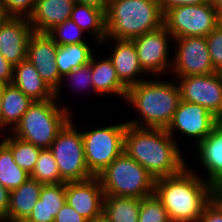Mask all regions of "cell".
I'll return each instance as SVG.
<instances>
[{
	"label": "cell",
	"mask_w": 222,
	"mask_h": 222,
	"mask_svg": "<svg viewBox=\"0 0 222 222\" xmlns=\"http://www.w3.org/2000/svg\"><path fill=\"white\" fill-rule=\"evenodd\" d=\"M124 151L155 179L176 175L186 167L178 144L164 128L127 124Z\"/></svg>",
	"instance_id": "cell-1"
},
{
	"label": "cell",
	"mask_w": 222,
	"mask_h": 222,
	"mask_svg": "<svg viewBox=\"0 0 222 222\" xmlns=\"http://www.w3.org/2000/svg\"><path fill=\"white\" fill-rule=\"evenodd\" d=\"M203 179L188 167L176 175L155 179L154 193L171 222H198L214 197V188Z\"/></svg>",
	"instance_id": "cell-2"
},
{
	"label": "cell",
	"mask_w": 222,
	"mask_h": 222,
	"mask_svg": "<svg viewBox=\"0 0 222 222\" xmlns=\"http://www.w3.org/2000/svg\"><path fill=\"white\" fill-rule=\"evenodd\" d=\"M169 81L144 80L127 89L125 102L133 105L140 116L126 122L140 128H164L170 125L181 100L178 84Z\"/></svg>",
	"instance_id": "cell-3"
},
{
	"label": "cell",
	"mask_w": 222,
	"mask_h": 222,
	"mask_svg": "<svg viewBox=\"0 0 222 222\" xmlns=\"http://www.w3.org/2000/svg\"><path fill=\"white\" fill-rule=\"evenodd\" d=\"M106 39L132 40L164 25L157 0H109Z\"/></svg>",
	"instance_id": "cell-4"
},
{
	"label": "cell",
	"mask_w": 222,
	"mask_h": 222,
	"mask_svg": "<svg viewBox=\"0 0 222 222\" xmlns=\"http://www.w3.org/2000/svg\"><path fill=\"white\" fill-rule=\"evenodd\" d=\"M56 102L57 98L33 101L12 130L13 135L41 149H49L58 133L71 120V111Z\"/></svg>",
	"instance_id": "cell-5"
},
{
	"label": "cell",
	"mask_w": 222,
	"mask_h": 222,
	"mask_svg": "<svg viewBox=\"0 0 222 222\" xmlns=\"http://www.w3.org/2000/svg\"><path fill=\"white\" fill-rule=\"evenodd\" d=\"M97 177L104 195L142 199L154 193L155 178L125 151Z\"/></svg>",
	"instance_id": "cell-6"
},
{
	"label": "cell",
	"mask_w": 222,
	"mask_h": 222,
	"mask_svg": "<svg viewBox=\"0 0 222 222\" xmlns=\"http://www.w3.org/2000/svg\"><path fill=\"white\" fill-rule=\"evenodd\" d=\"M49 149L64 182L83 181L93 177L85 161L82 133L71 120L58 133Z\"/></svg>",
	"instance_id": "cell-7"
},
{
	"label": "cell",
	"mask_w": 222,
	"mask_h": 222,
	"mask_svg": "<svg viewBox=\"0 0 222 222\" xmlns=\"http://www.w3.org/2000/svg\"><path fill=\"white\" fill-rule=\"evenodd\" d=\"M127 123L81 131L88 170L97 176L124 151Z\"/></svg>",
	"instance_id": "cell-8"
},
{
	"label": "cell",
	"mask_w": 222,
	"mask_h": 222,
	"mask_svg": "<svg viewBox=\"0 0 222 222\" xmlns=\"http://www.w3.org/2000/svg\"><path fill=\"white\" fill-rule=\"evenodd\" d=\"M164 25L173 38L206 37L218 26V12L209 2L176 6L164 14Z\"/></svg>",
	"instance_id": "cell-9"
},
{
	"label": "cell",
	"mask_w": 222,
	"mask_h": 222,
	"mask_svg": "<svg viewBox=\"0 0 222 222\" xmlns=\"http://www.w3.org/2000/svg\"><path fill=\"white\" fill-rule=\"evenodd\" d=\"M180 97L184 102L205 107L218 119L222 116V73L178 77Z\"/></svg>",
	"instance_id": "cell-10"
},
{
	"label": "cell",
	"mask_w": 222,
	"mask_h": 222,
	"mask_svg": "<svg viewBox=\"0 0 222 222\" xmlns=\"http://www.w3.org/2000/svg\"><path fill=\"white\" fill-rule=\"evenodd\" d=\"M177 43V50L172 62L171 71L176 77L191 75L213 74L210 53L208 51L206 37H180L174 38Z\"/></svg>",
	"instance_id": "cell-11"
},
{
	"label": "cell",
	"mask_w": 222,
	"mask_h": 222,
	"mask_svg": "<svg viewBox=\"0 0 222 222\" xmlns=\"http://www.w3.org/2000/svg\"><path fill=\"white\" fill-rule=\"evenodd\" d=\"M169 39L174 38L165 25L132 39L140 66L146 75L152 73L161 76L166 70L171 69Z\"/></svg>",
	"instance_id": "cell-12"
},
{
	"label": "cell",
	"mask_w": 222,
	"mask_h": 222,
	"mask_svg": "<svg viewBox=\"0 0 222 222\" xmlns=\"http://www.w3.org/2000/svg\"><path fill=\"white\" fill-rule=\"evenodd\" d=\"M58 45L47 33L33 32L27 48V58L38 70L43 81L59 96L62 79L56 66ZM61 84V85H60Z\"/></svg>",
	"instance_id": "cell-13"
},
{
	"label": "cell",
	"mask_w": 222,
	"mask_h": 222,
	"mask_svg": "<svg viewBox=\"0 0 222 222\" xmlns=\"http://www.w3.org/2000/svg\"><path fill=\"white\" fill-rule=\"evenodd\" d=\"M218 121L219 119L205 107L180 100L174 117L166 131L173 138V133H175L173 131L177 129L186 137L196 138L195 143L198 144L211 133Z\"/></svg>",
	"instance_id": "cell-14"
},
{
	"label": "cell",
	"mask_w": 222,
	"mask_h": 222,
	"mask_svg": "<svg viewBox=\"0 0 222 222\" xmlns=\"http://www.w3.org/2000/svg\"><path fill=\"white\" fill-rule=\"evenodd\" d=\"M66 202L89 222L102 218L104 191L100 180L65 182Z\"/></svg>",
	"instance_id": "cell-15"
},
{
	"label": "cell",
	"mask_w": 222,
	"mask_h": 222,
	"mask_svg": "<svg viewBox=\"0 0 222 222\" xmlns=\"http://www.w3.org/2000/svg\"><path fill=\"white\" fill-rule=\"evenodd\" d=\"M26 17L7 16L0 25V53L13 66L27 58V48L33 33Z\"/></svg>",
	"instance_id": "cell-16"
},
{
	"label": "cell",
	"mask_w": 222,
	"mask_h": 222,
	"mask_svg": "<svg viewBox=\"0 0 222 222\" xmlns=\"http://www.w3.org/2000/svg\"><path fill=\"white\" fill-rule=\"evenodd\" d=\"M75 0H36L28 20L36 33H48L55 26L71 18Z\"/></svg>",
	"instance_id": "cell-17"
},
{
	"label": "cell",
	"mask_w": 222,
	"mask_h": 222,
	"mask_svg": "<svg viewBox=\"0 0 222 222\" xmlns=\"http://www.w3.org/2000/svg\"><path fill=\"white\" fill-rule=\"evenodd\" d=\"M199 159L208 171L206 181L213 187L222 186V122L218 121L211 133L197 144Z\"/></svg>",
	"instance_id": "cell-18"
},
{
	"label": "cell",
	"mask_w": 222,
	"mask_h": 222,
	"mask_svg": "<svg viewBox=\"0 0 222 222\" xmlns=\"http://www.w3.org/2000/svg\"><path fill=\"white\" fill-rule=\"evenodd\" d=\"M115 42L114 50L109 59L114 65L120 81L128 88L144 81L136 76L146 74L140 66L136 47L132 40L112 39Z\"/></svg>",
	"instance_id": "cell-19"
},
{
	"label": "cell",
	"mask_w": 222,
	"mask_h": 222,
	"mask_svg": "<svg viewBox=\"0 0 222 222\" xmlns=\"http://www.w3.org/2000/svg\"><path fill=\"white\" fill-rule=\"evenodd\" d=\"M12 84L34 101L55 98V92L43 81L38 70L28 59L14 66Z\"/></svg>",
	"instance_id": "cell-20"
},
{
	"label": "cell",
	"mask_w": 222,
	"mask_h": 222,
	"mask_svg": "<svg viewBox=\"0 0 222 222\" xmlns=\"http://www.w3.org/2000/svg\"><path fill=\"white\" fill-rule=\"evenodd\" d=\"M65 202V182L43 184L39 200L34 205L28 219L33 222H54L56 214Z\"/></svg>",
	"instance_id": "cell-21"
},
{
	"label": "cell",
	"mask_w": 222,
	"mask_h": 222,
	"mask_svg": "<svg viewBox=\"0 0 222 222\" xmlns=\"http://www.w3.org/2000/svg\"><path fill=\"white\" fill-rule=\"evenodd\" d=\"M42 187V183L29 177L17 189L10 191L8 221L28 218L39 200Z\"/></svg>",
	"instance_id": "cell-22"
},
{
	"label": "cell",
	"mask_w": 222,
	"mask_h": 222,
	"mask_svg": "<svg viewBox=\"0 0 222 222\" xmlns=\"http://www.w3.org/2000/svg\"><path fill=\"white\" fill-rule=\"evenodd\" d=\"M89 63L92 70L94 91L97 94L114 93L125 100L128 88L118 78L110 59L107 57L101 61H96L94 56H92Z\"/></svg>",
	"instance_id": "cell-23"
},
{
	"label": "cell",
	"mask_w": 222,
	"mask_h": 222,
	"mask_svg": "<svg viewBox=\"0 0 222 222\" xmlns=\"http://www.w3.org/2000/svg\"><path fill=\"white\" fill-rule=\"evenodd\" d=\"M141 199L104 195L102 218L106 222H138Z\"/></svg>",
	"instance_id": "cell-24"
},
{
	"label": "cell",
	"mask_w": 222,
	"mask_h": 222,
	"mask_svg": "<svg viewBox=\"0 0 222 222\" xmlns=\"http://www.w3.org/2000/svg\"><path fill=\"white\" fill-rule=\"evenodd\" d=\"M33 101L13 84H6L2 97L3 128L10 127L12 131Z\"/></svg>",
	"instance_id": "cell-25"
},
{
	"label": "cell",
	"mask_w": 222,
	"mask_h": 222,
	"mask_svg": "<svg viewBox=\"0 0 222 222\" xmlns=\"http://www.w3.org/2000/svg\"><path fill=\"white\" fill-rule=\"evenodd\" d=\"M92 56L91 47L86 42L58 45L55 61L60 77L63 79L74 69L87 65Z\"/></svg>",
	"instance_id": "cell-26"
},
{
	"label": "cell",
	"mask_w": 222,
	"mask_h": 222,
	"mask_svg": "<svg viewBox=\"0 0 222 222\" xmlns=\"http://www.w3.org/2000/svg\"><path fill=\"white\" fill-rule=\"evenodd\" d=\"M71 19L83 30H92V34L98 44L106 39V17L102 10L75 3L71 12Z\"/></svg>",
	"instance_id": "cell-27"
},
{
	"label": "cell",
	"mask_w": 222,
	"mask_h": 222,
	"mask_svg": "<svg viewBox=\"0 0 222 222\" xmlns=\"http://www.w3.org/2000/svg\"><path fill=\"white\" fill-rule=\"evenodd\" d=\"M30 174L14 161L11 150L0 141V182L9 191L17 189Z\"/></svg>",
	"instance_id": "cell-28"
},
{
	"label": "cell",
	"mask_w": 222,
	"mask_h": 222,
	"mask_svg": "<svg viewBox=\"0 0 222 222\" xmlns=\"http://www.w3.org/2000/svg\"><path fill=\"white\" fill-rule=\"evenodd\" d=\"M2 142L11 150L16 164L31 174L42 149L13 135L3 139Z\"/></svg>",
	"instance_id": "cell-29"
},
{
	"label": "cell",
	"mask_w": 222,
	"mask_h": 222,
	"mask_svg": "<svg viewBox=\"0 0 222 222\" xmlns=\"http://www.w3.org/2000/svg\"><path fill=\"white\" fill-rule=\"evenodd\" d=\"M30 178L37 180L42 184L64 183L50 149H42L40 151L35 168L30 174Z\"/></svg>",
	"instance_id": "cell-30"
},
{
	"label": "cell",
	"mask_w": 222,
	"mask_h": 222,
	"mask_svg": "<svg viewBox=\"0 0 222 222\" xmlns=\"http://www.w3.org/2000/svg\"><path fill=\"white\" fill-rule=\"evenodd\" d=\"M138 222H171L167 210L155 193L141 199Z\"/></svg>",
	"instance_id": "cell-31"
},
{
	"label": "cell",
	"mask_w": 222,
	"mask_h": 222,
	"mask_svg": "<svg viewBox=\"0 0 222 222\" xmlns=\"http://www.w3.org/2000/svg\"><path fill=\"white\" fill-rule=\"evenodd\" d=\"M84 31L70 18L55 26L47 34L54 42L61 46L64 44H79L86 42L82 37Z\"/></svg>",
	"instance_id": "cell-32"
},
{
	"label": "cell",
	"mask_w": 222,
	"mask_h": 222,
	"mask_svg": "<svg viewBox=\"0 0 222 222\" xmlns=\"http://www.w3.org/2000/svg\"><path fill=\"white\" fill-rule=\"evenodd\" d=\"M36 0H0V8L7 16L26 17L33 13Z\"/></svg>",
	"instance_id": "cell-33"
},
{
	"label": "cell",
	"mask_w": 222,
	"mask_h": 222,
	"mask_svg": "<svg viewBox=\"0 0 222 222\" xmlns=\"http://www.w3.org/2000/svg\"><path fill=\"white\" fill-rule=\"evenodd\" d=\"M206 40L213 68L222 73V29L217 26L206 36Z\"/></svg>",
	"instance_id": "cell-34"
},
{
	"label": "cell",
	"mask_w": 222,
	"mask_h": 222,
	"mask_svg": "<svg viewBox=\"0 0 222 222\" xmlns=\"http://www.w3.org/2000/svg\"><path fill=\"white\" fill-rule=\"evenodd\" d=\"M63 78H67L70 82H73L75 86L82 89L93 88V81H92V70L91 65L88 63L82 67L76 68L71 71L68 75L64 76ZM72 86V85H71Z\"/></svg>",
	"instance_id": "cell-35"
},
{
	"label": "cell",
	"mask_w": 222,
	"mask_h": 222,
	"mask_svg": "<svg viewBox=\"0 0 222 222\" xmlns=\"http://www.w3.org/2000/svg\"><path fill=\"white\" fill-rule=\"evenodd\" d=\"M198 222H222V205L214 197L205 206Z\"/></svg>",
	"instance_id": "cell-36"
},
{
	"label": "cell",
	"mask_w": 222,
	"mask_h": 222,
	"mask_svg": "<svg viewBox=\"0 0 222 222\" xmlns=\"http://www.w3.org/2000/svg\"><path fill=\"white\" fill-rule=\"evenodd\" d=\"M54 222H89L81 216L72 206L67 202L61 207L54 218Z\"/></svg>",
	"instance_id": "cell-37"
},
{
	"label": "cell",
	"mask_w": 222,
	"mask_h": 222,
	"mask_svg": "<svg viewBox=\"0 0 222 222\" xmlns=\"http://www.w3.org/2000/svg\"><path fill=\"white\" fill-rule=\"evenodd\" d=\"M161 11L165 14L169 9L181 5H199L204 4L206 0H157Z\"/></svg>",
	"instance_id": "cell-38"
},
{
	"label": "cell",
	"mask_w": 222,
	"mask_h": 222,
	"mask_svg": "<svg viewBox=\"0 0 222 222\" xmlns=\"http://www.w3.org/2000/svg\"><path fill=\"white\" fill-rule=\"evenodd\" d=\"M10 204V191L0 182V221L8 222V210Z\"/></svg>",
	"instance_id": "cell-39"
},
{
	"label": "cell",
	"mask_w": 222,
	"mask_h": 222,
	"mask_svg": "<svg viewBox=\"0 0 222 222\" xmlns=\"http://www.w3.org/2000/svg\"><path fill=\"white\" fill-rule=\"evenodd\" d=\"M14 66L9 63L4 56L0 53V82L12 84Z\"/></svg>",
	"instance_id": "cell-40"
},
{
	"label": "cell",
	"mask_w": 222,
	"mask_h": 222,
	"mask_svg": "<svg viewBox=\"0 0 222 222\" xmlns=\"http://www.w3.org/2000/svg\"><path fill=\"white\" fill-rule=\"evenodd\" d=\"M76 3L92 6L99 10H102L105 14L108 9L109 0H75Z\"/></svg>",
	"instance_id": "cell-41"
},
{
	"label": "cell",
	"mask_w": 222,
	"mask_h": 222,
	"mask_svg": "<svg viewBox=\"0 0 222 222\" xmlns=\"http://www.w3.org/2000/svg\"><path fill=\"white\" fill-rule=\"evenodd\" d=\"M5 84L0 82V129H3L2 97Z\"/></svg>",
	"instance_id": "cell-42"
},
{
	"label": "cell",
	"mask_w": 222,
	"mask_h": 222,
	"mask_svg": "<svg viewBox=\"0 0 222 222\" xmlns=\"http://www.w3.org/2000/svg\"><path fill=\"white\" fill-rule=\"evenodd\" d=\"M214 198L222 205V186L214 188Z\"/></svg>",
	"instance_id": "cell-43"
},
{
	"label": "cell",
	"mask_w": 222,
	"mask_h": 222,
	"mask_svg": "<svg viewBox=\"0 0 222 222\" xmlns=\"http://www.w3.org/2000/svg\"><path fill=\"white\" fill-rule=\"evenodd\" d=\"M213 7L217 10V12L219 13L220 11H222V0H215L212 3Z\"/></svg>",
	"instance_id": "cell-44"
},
{
	"label": "cell",
	"mask_w": 222,
	"mask_h": 222,
	"mask_svg": "<svg viewBox=\"0 0 222 222\" xmlns=\"http://www.w3.org/2000/svg\"><path fill=\"white\" fill-rule=\"evenodd\" d=\"M6 17L7 15L5 14V12L0 8V25L5 20Z\"/></svg>",
	"instance_id": "cell-45"
},
{
	"label": "cell",
	"mask_w": 222,
	"mask_h": 222,
	"mask_svg": "<svg viewBox=\"0 0 222 222\" xmlns=\"http://www.w3.org/2000/svg\"><path fill=\"white\" fill-rule=\"evenodd\" d=\"M8 222H33V221L29 220L28 218H21V219L9 220Z\"/></svg>",
	"instance_id": "cell-46"
},
{
	"label": "cell",
	"mask_w": 222,
	"mask_h": 222,
	"mask_svg": "<svg viewBox=\"0 0 222 222\" xmlns=\"http://www.w3.org/2000/svg\"><path fill=\"white\" fill-rule=\"evenodd\" d=\"M218 26L222 29V11L218 13Z\"/></svg>",
	"instance_id": "cell-47"
},
{
	"label": "cell",
	"mask_w": 222,
	"mask_h": 222,
	"mask_svg": "<svg viewBox=\"0 0 222 222\" xmlns=\"http://www.w3.org/2000/svg\"><path fill=\"white\" fill-rule=\"evenodd\" d=\"M92 222H106L103 218L101 219H98V220H95V221H92Z\"/></svg>",
	"instance_id": "cell-48"
},
{
	"label": "cell",
	"mask_w": 222,
	"mask_h": 222,
	"mask_svg": "<svg viewBox=\"0 0 222 222\" xmlns=\"http://www.w3.org/2000/svg\"><path fill=\"white\" fill-rule=\"evenodd\" d=\"M209 3H213L215 0H206Z\"/></svg>",
	"instance_id": "cell-49"
}]
</instances>
